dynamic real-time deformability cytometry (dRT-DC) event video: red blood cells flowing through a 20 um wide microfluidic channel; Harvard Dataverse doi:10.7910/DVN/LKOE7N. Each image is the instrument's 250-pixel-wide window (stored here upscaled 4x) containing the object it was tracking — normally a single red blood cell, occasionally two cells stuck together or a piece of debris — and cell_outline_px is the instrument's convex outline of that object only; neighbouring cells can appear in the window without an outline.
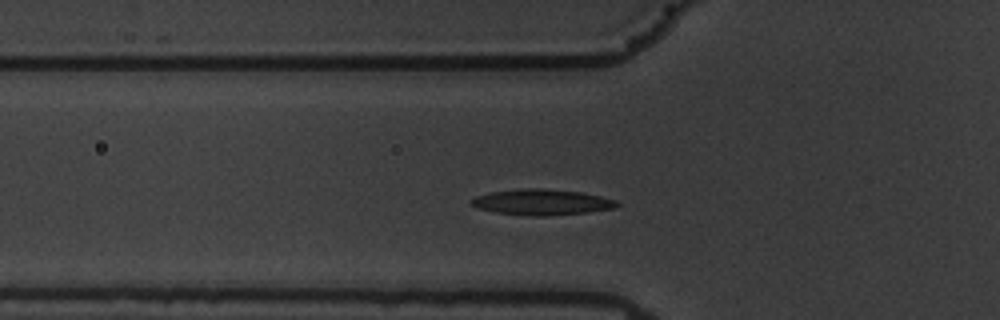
{"species": "common noctule bat (a hibernating species)", "species_latin": "Nyctalus noctula", "temperature_condition": "warm", "stored_images_in_passage": 51, "camera_frame_rate_fps": 3000, "um_per_image_px": 0.085, "animal": {"sex": "male", "body_mass_g": 19.5, "forearm_length_mm": 54.6}, "frame": {"image": 1, "passage_image": 12, "time_ms": 3.667, "image_size_px": [1000, 320], "cell_outline_px": [[620, 204], [616, 208], [588, 212], [552, 216], [528, 216], [496, 212], [476, 208], [468, 204], [468, 200], [476, 196], [492, 192], [524, 188], [544, 188], [580, 192], [600, 196], [616, 200]], "centroid_in_image_um": [46.03, 17.19], "position_along_channel_um": 79.8, "area_um2": 22.14}}
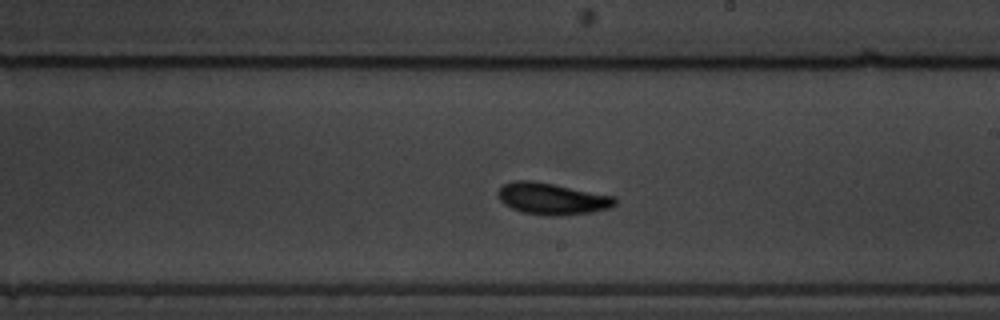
{"frame": {"image": 2, "passage_image": 26, "time_ms": 8.333, "image_size_px": [1000, 320], "cell_outline_px": [[616, 204], [608, 208], [592, 212], [560, 216], [544, 216], [520, 212], [504, 204], [496, 196], [496, 192], [504, 184], [516, 180], [532, 180], [556, 184], [616, 196]], "centroid_in_image_um": [46.91, 16.89], "position_along_channel_um": 242.1, "area_um2": 21.96}}
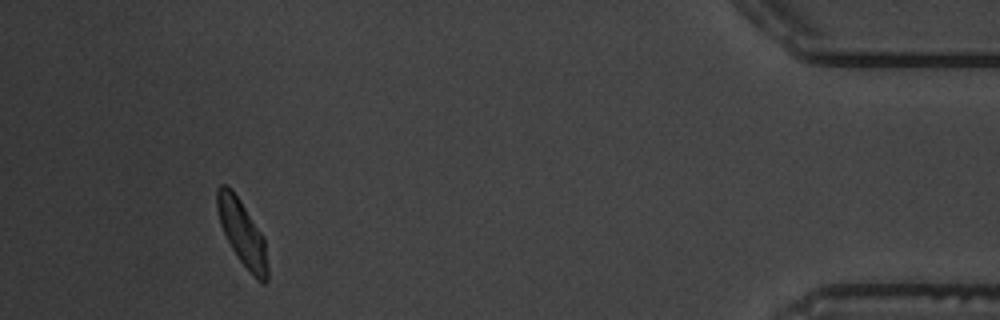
{"frame": {"image": 3, "passage_image": 46, "time_ms": 15.0, "image_size_px": [1000, 320], "cell_outline_px": [[268, 280], [264, 284], [256, 280], [240, 260], [232, 248], [220, 224], [216, 208], [216, 192], [220, 184], [224, 184], [232, 188], [264, 236], [268, 264]], "centroid_in_image_um": [20.6, 19.8], "position_along_channel_um": 414.6, "area_um2": 19.31}, "authors_computed_cell_mechanics": {"area_um2": 19.8832, "velocity_mm_per_s": 3.4788, "shape_relaxation_time_tau1_ms": 2.8292, "shape_relaxation_time_tau2_ms": 1.7507, "deformation_change_tau1": 0.1269, "deformation_change_tau2": 0.0726}}